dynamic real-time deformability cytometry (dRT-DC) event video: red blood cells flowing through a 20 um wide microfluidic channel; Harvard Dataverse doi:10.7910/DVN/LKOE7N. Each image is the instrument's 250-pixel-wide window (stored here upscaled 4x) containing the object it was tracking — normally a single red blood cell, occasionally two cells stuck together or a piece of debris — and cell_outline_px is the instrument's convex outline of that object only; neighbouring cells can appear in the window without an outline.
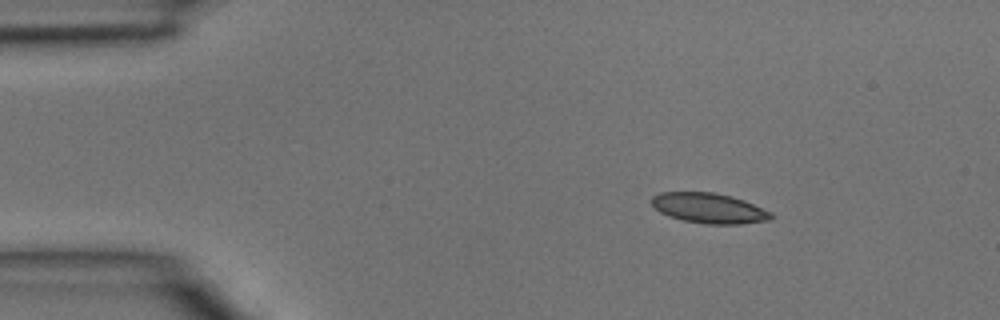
{"species": "common noctule bat (a hibernating species)", "species_latin": "Nyctalus noctula", "temperature_condition": "room temperature", "stored_images_in_passage": 4, "camera_frame_rate_fps": 3000, "um_per_image_px": 0.085, "animal": {"sex": "male", "body_mass_g": 15.6}, "frame": {"image": 1, "passage_image": 1, "time_ms": 0.0, "image_size_px": [1000, 320], "cell_outline_px": [[772, 216], [768, 220], [740, 224], [708, 224], [684, 220], [668, 216], [660, 212], [652, 204], [652, 196], [660, 192], [712, 192], [732, 196], [744, 200], [772, 212]], "centroid_in_image_um": [60.26, 17.68], "position_along_channel_um": 24.7, "area_um2": 20.87}}
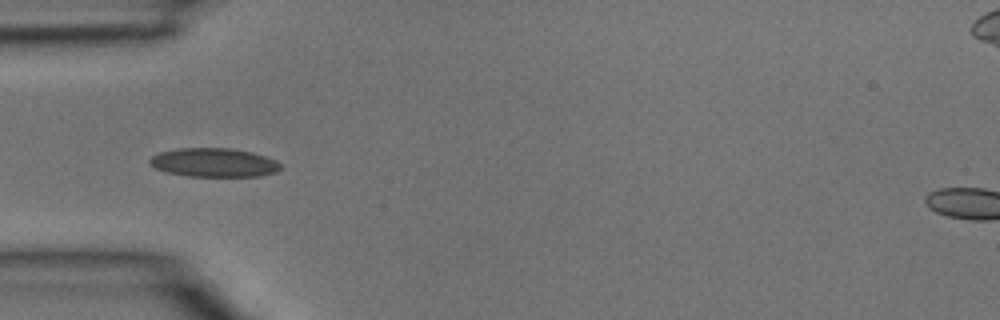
{"frame": {"image": 2, "passage_image": 3, "time_ms": 0.667, "image_size_px": [1000, 320], "cell_outline_px": [[284, 168], [276, 172], [260, 176], [188, 176], [168, 172], [156, 168], [148, 164], [148, 160], [152, 156], [160, 152], [176, 148], [232, 148], [252, 152], [276, 160]], "centroid_in_image_um": [18.19, 13.81], "position_along_channel_um": 66.8, "area_um2": 22.08}}